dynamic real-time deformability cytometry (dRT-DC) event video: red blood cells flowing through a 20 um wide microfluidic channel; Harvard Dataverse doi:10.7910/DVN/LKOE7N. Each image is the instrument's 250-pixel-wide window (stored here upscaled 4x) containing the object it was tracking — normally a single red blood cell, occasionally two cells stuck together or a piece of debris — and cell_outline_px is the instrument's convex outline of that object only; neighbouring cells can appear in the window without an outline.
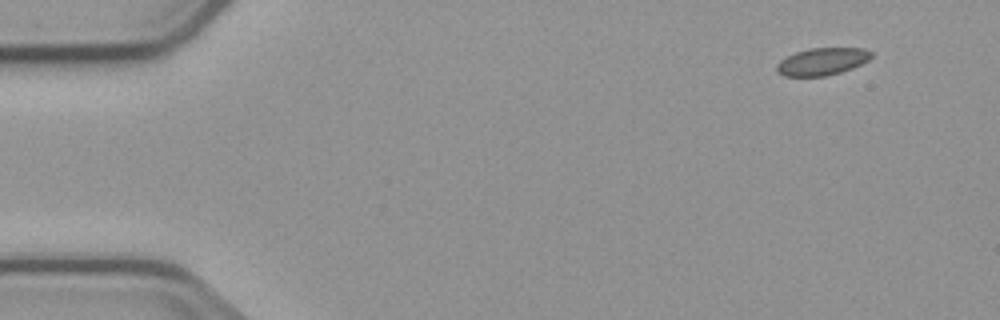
{"species": "common noctule bat (a hibernating species)", "species_latin": "Nyctalus noctula", "temperature_condition": "cold", "stored_images_in_passage": 5, "camera_frame_rate_fps": 3000, "um_per_image_px": 0.085, "animal": {"sex": "male", "body_mass_g": 23.1, "forearm_length_mm": 52.7}, "frame": {"image": 1, "passage_image": 1, "time_ms": 0.0, "image_size_px": [1000, 320], "cell_outline_px": [[872, 56], [868, 60], [852, 68], [840, 72], [824, 76], [784, 76], [776, 72], [776, 64], [780, 60], [796, 52], [812, 48], [864, 48], [872, 52]], "centroid_in_image_um": [69.86, 5.23], "position_along_channel_um": 15.1, "area_um2": 14.97}}
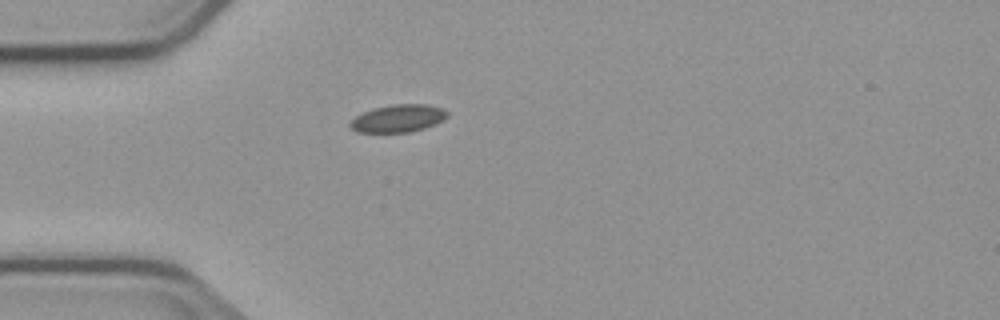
{"frame": {"image": 2, "passage_image": 4, "time_ms": 3.667, "image_size_px": [1000, 320], "cell_outline_px": [[448, 116], [444, 120], [436, 124], [424, 128], [408, 132], [356, 132], [348, 124], [356, 116], [372, 108], [392, 104], [428, 104], [444, 108], [448, 112]], "centroid_in_image_um": [33.88, 10.05], "position_along_channel_um": 51.1, "area_um2": 15.72}}